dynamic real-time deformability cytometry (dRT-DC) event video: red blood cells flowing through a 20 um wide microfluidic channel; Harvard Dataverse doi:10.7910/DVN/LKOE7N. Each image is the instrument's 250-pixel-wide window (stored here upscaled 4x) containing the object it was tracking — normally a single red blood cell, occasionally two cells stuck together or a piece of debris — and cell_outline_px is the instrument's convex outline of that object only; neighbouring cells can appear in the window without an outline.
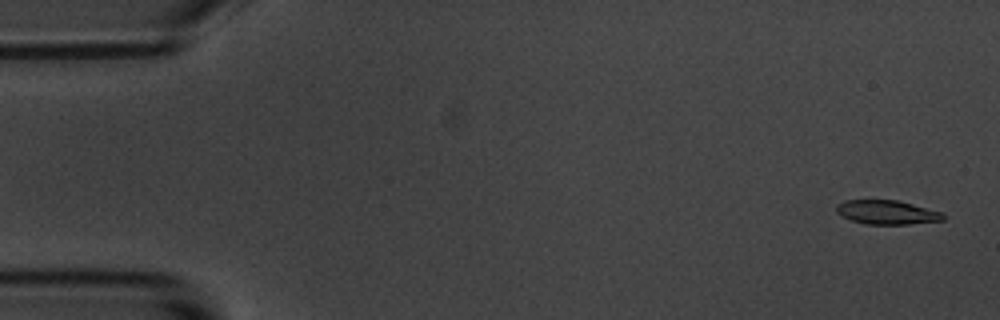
{"species": "common noctule bat (a hibernating species)", "species_latin": "Nyctalus noctula", "temperature_condition": "room temperature", "stored_images_in_passage": 57, "camera_frame_rate_fps": 3000, "um_per_image_px": 0.085, "animal": {"sex": "male", "body_mass_g": 20.1, "forearm_length_mm": 53.5}, "frame": {"image": 1, "passage_image": 2, "time_ms": 0.333, "image_size_px": [1000, 320], "cell_outline_px": [[944, 220], [908, 224], [864, 224], [840, 216], [836, 212], [836, 204], [844, 200], [896, 200], [944, 212]], "centroid_in_image_um": [75.36, 18.04], "position_along_channel_um": 9.6, "area_um2": 15.03}}
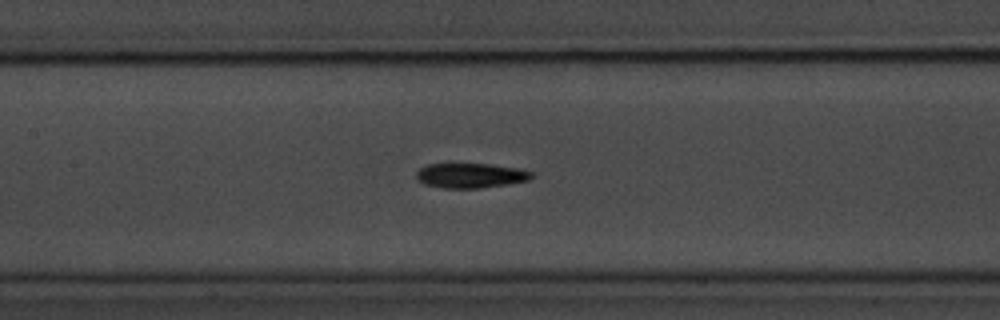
{"frame": {"image": 2, "passage_image": 26, "time_ms": 8.333, "image_size_px": [1000, 320], "cell_outline_px": [[532, 176], [528, 180], [508, 184], [480, 188], [444, 188], [424, 184], [416, 180], [416, 172], [420, 168], [428, 164], [492, 164], [520, 168], [532, 172]], "centroid_in_image_um": [39.98, 14.92], "position_along_channel_um": 167.4, "area_um2": 16.7}}
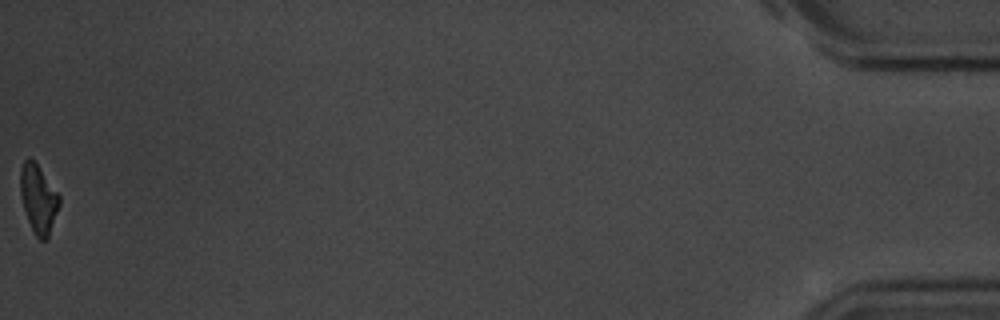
{"frame": {"image": 3, "passage_image": 57, "time_ms": 18.667, "image_size_px": [1000, 320], "cell_outline_px": [[60, 204], [48, 236], [44, 240], [40, 240], [32, 232], [24, 208], [20, 192], [20, 168], [24, 160], [28, 156], [36, 164], [60, 196]], "centroid_in_image_um": [3.24, 16.91], "position_along_channel_um": 432.0, "area_um2": 15.26}, "authors_computed_cell_mechanics": {"area_um2": 16.4152, "velocity_mm_per_s": 3.5342, "shape_relaxation_time_tau1_ms": 4.0353, "shape_relaxation_time_tau2_ms": 8.1969, "deformation_change_tau1": 0.131, "deformation_change_tau2": 0.1625}}